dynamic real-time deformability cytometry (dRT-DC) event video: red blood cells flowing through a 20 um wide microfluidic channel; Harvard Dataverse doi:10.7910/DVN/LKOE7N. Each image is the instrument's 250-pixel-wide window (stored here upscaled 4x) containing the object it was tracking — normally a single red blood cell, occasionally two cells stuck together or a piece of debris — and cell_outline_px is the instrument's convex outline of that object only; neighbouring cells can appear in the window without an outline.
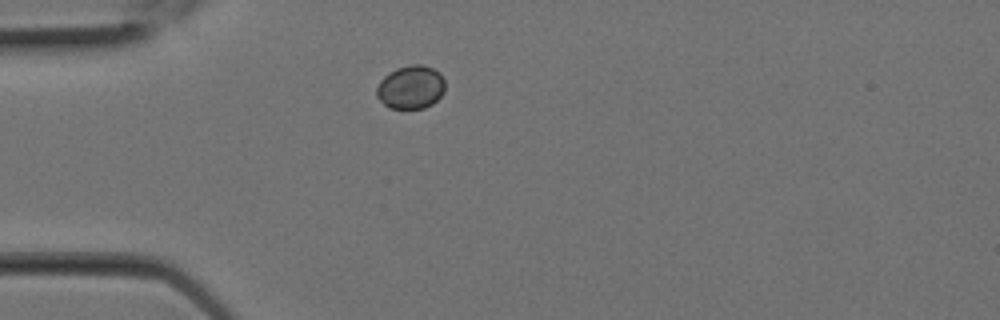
{"species": "Egyptian fruit bat (a non-hibernating species)", "species_latin": "Rousettus aegyptiacus", "temperature_condition": "room temperature", "stored_images_in_passage": 1, "camera_frame_rate_fps": 3000, "um_per_image_px": 0.085, "animal": {"sex": "female"}, "frame": {"image": 1, "passage_image": 1, "time_ms": 0.0, "image_size_px": [1000, 320], "cell_outline_px": [[444, 92], [432, 104], [424, 108], [388, 108], [376, 96], [376, 88], [380, 80], [384, 76], [396, 68], [412, 64], [420, 64], [432, 68], [440, 72], [444, 80]], "centroid_in_image_um": [34.9, 7.41], "position_along_channel_um": 50.1, "area_um2": 17.34}}